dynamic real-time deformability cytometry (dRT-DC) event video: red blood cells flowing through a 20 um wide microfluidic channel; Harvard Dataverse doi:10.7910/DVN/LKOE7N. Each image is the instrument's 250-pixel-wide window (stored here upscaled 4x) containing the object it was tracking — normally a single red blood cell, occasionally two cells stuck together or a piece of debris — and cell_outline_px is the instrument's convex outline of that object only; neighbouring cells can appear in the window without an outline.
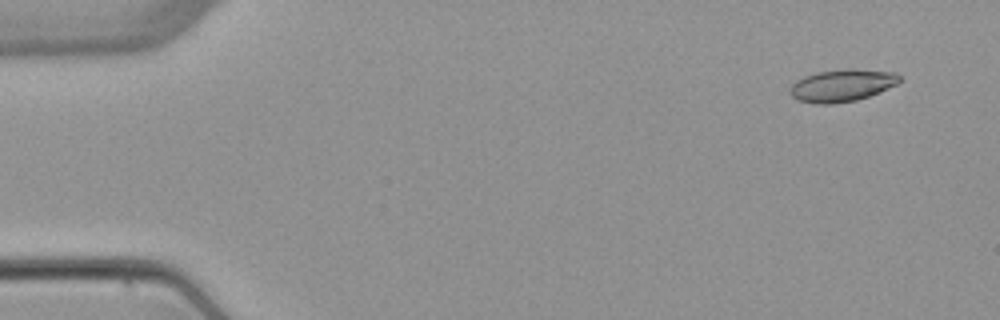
{"species": "common noctule bat (a hibernating species)", "species_latin": "Nyctalus noctula", "temperature_condition": "warm", "stored_images_in_passage": 5, "camera_frame_rate_fps": 3000, "um_per_image_px": 0.085, "animal": {"sex": "female", "body_mass_g": 22.7, "forearm_length_mm": 54.2}, "frame": {"image": 1, "passage_image": 2, "time_ms": 1.0, "image_size_px": [1000, 320], "cell_outline_px": [[900, 80], [896, 84], [880, 92], [856, 100], [832, 104], [816, 104], [796, 100], [788, 92], [788, 88], [796, 80], [804, 76], [816, 72], [848, 68], [896, 72], [900, 76]], "centroid_in_image_um": [71.53, 7.26], "position_along_channel_um": 13.5, "area_um2": 20.81}}
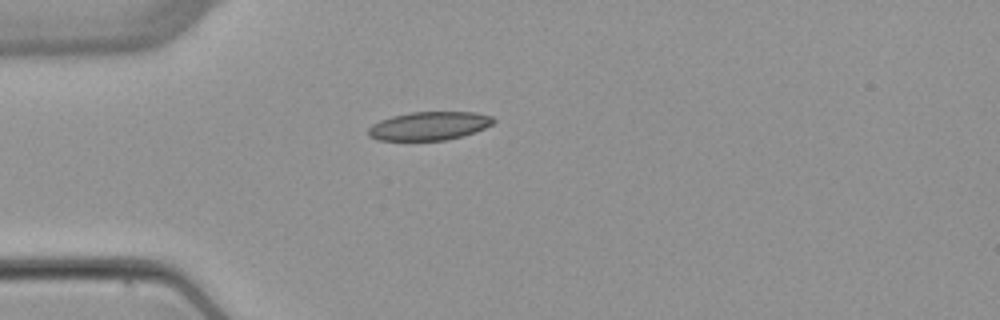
{"frame": {"image": 2, "passage_image": 5, "time_ms": 4.667, "image_size_px": [1000, 320], "cell_outline_px": [[496, 120], [492, 124], [476, 132], [444, 140], [376, 140], [368, 136], [368, 128], [372, 124], [380, 120], [392, 116], [408, 112], [476, 112], [492, 116]], "centroid_in_image_um": [36.46, 10.69], "position_along_channel_um": 48.5, "area_um2": 20.81}}